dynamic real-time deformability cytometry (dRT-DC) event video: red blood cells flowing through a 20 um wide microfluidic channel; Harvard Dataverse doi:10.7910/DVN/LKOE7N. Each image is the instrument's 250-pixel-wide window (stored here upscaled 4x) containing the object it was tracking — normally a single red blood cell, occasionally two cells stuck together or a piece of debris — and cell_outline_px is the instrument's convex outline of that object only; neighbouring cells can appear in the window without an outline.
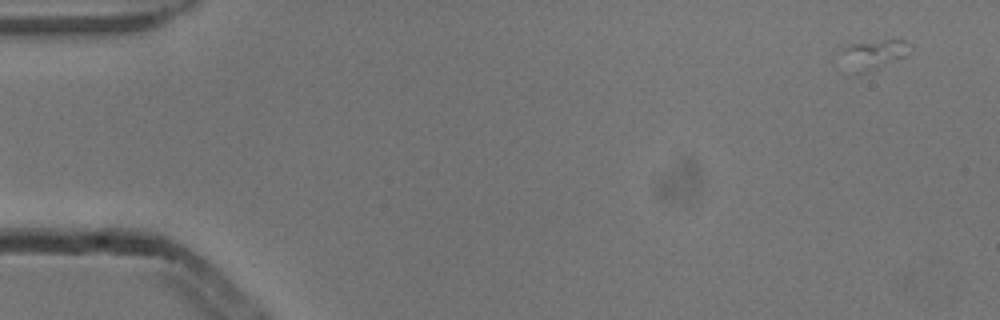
{"species": "common noctule bat (a hibernating species)", "species_latin": "Nyctalus noctula", "temperature_condition": "cold", "stored_images_in_passage": 3, "segment_of_instrument_passage": [2, 2], "camera_frame_rate_fps": 3000, "um_per_image_px": 0.085, "animal": {"sex": "male", "body_mass_g": 13.3}, "frame": {"image": 1, "passage_image": 3, "time_ms": 0.667, "image_size_px": [1000, 320], "cell_outline_px": [[912, 48], [908, 56], [876, 68], [864, 72], [856, 72], [848, 48], [852, 44], [884, 40], [904, 40]], "centroid_in_image_um": [74.6, 4.56], "position_along_channel_um": 10.4, "area_um2": 10.17}}